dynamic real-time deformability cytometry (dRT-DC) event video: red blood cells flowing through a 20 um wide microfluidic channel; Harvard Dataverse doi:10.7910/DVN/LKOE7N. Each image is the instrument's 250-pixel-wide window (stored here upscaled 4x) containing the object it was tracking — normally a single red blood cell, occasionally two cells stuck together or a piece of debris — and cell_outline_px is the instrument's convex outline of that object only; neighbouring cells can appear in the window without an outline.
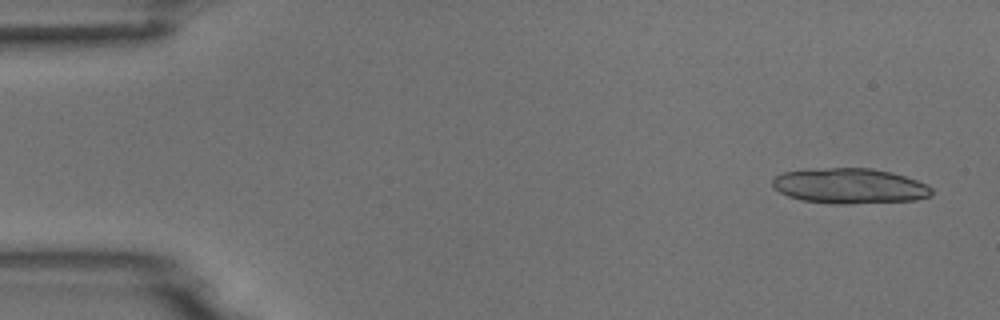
{"species": "common noctule bat (a hibernating species)", "species_latin": "Nyctalus noctula", "temperature_condition": "room temperature", "stored_images_in_passage": 4, "camera_frame_rate_fps": 3000, "um_per_image_px": 0.085, "animal": {"sex": "male", "body_mass_g": 18.8}, "frame": {"image": 1, "passage_image": 1, "time_ms": 0.0, "image_size_px": [1000, 320], "cell_outline_px": [[932, 196], [916, 200], [848, 204], [832, 204], [800, 200], [788, 196], [780, 192], [772, 184], [772, 180], [776, 176], [784, 172], [828, 168], [872, 168], [892, 172], [916, 180], [932, 188]], "centroid_in_image_um": [72.24, 15.82], "position_along_channel_um": 12.8, "area_um2": 32.66}}